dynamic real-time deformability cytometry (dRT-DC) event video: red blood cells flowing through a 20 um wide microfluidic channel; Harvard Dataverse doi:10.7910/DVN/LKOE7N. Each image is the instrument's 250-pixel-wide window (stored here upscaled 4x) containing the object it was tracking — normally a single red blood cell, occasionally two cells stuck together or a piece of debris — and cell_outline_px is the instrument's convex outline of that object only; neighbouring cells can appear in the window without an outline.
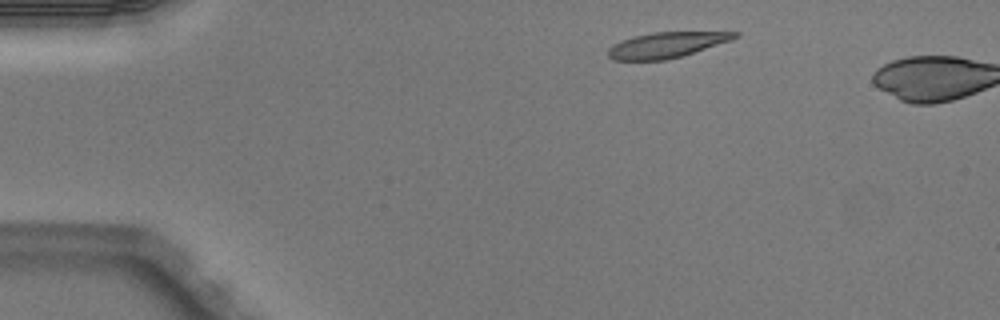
{"species": "Egyptian fruit bat (a non-hibernating species)", "species_latin": "Rousettus aegyptiacus", "temperature_condition": "warm", "stored_images_in_passage": 3, "camera_frame_rate_fps": 3000, "um_per_image_px": 0.085, "animal": {"sex": "male"}, "frame": {"image": 1, "passage_image": 2, "time_ms": 0.333, "image_size_px": [1000, 320], "cell_outline_px": [[740, 36], [732, 40], [680, 56], [664, 60], [612, 60], [608, 56], [608, 48], [612, 44], [620, 40], [632, 36], [652, 32], [740, 32]], "centroid_in_image_um": [56.61, 3.81], "position_along_channel_um": 28.4, "area_um2": 18.84}}